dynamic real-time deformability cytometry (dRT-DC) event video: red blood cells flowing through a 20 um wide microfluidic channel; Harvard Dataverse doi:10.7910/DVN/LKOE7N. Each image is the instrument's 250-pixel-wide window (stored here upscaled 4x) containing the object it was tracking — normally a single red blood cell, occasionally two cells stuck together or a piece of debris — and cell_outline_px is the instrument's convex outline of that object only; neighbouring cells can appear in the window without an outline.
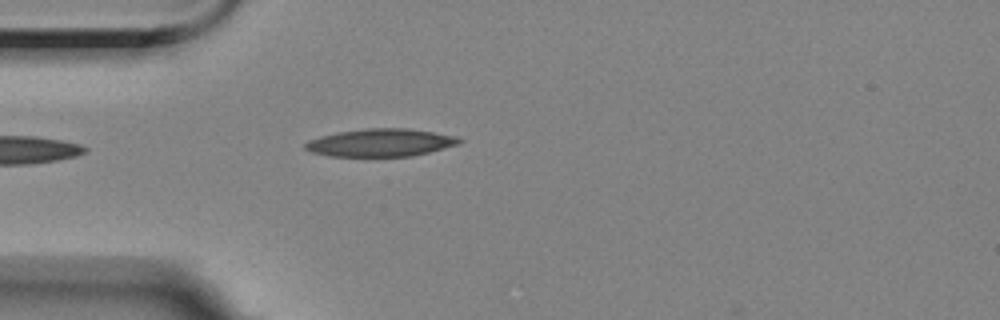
{"species": "Egyptian fruit bat (a non-hibernating species)", "species_latin": "Rousettus aegyptiacus", "temperature_condition": "room temperature", "stored_images_in_passage": 3, "camera_frame_rate_fps": 3000, "um_per_image_px": 0.085, "animal": {"sex": "female"}, "frame": {"image": 1, "passage_image": 2, "time_ms": 1.333, "image_size_px": [1000, 320], "cell_outline_px": [[464, 140], [460, 144], [412, 156], [332, 156], [312, 152], [304, 148], [304, 144], [308, 140], [320, 136], [336, 132], [368, 128], [408, 128], [456, 136]], "centroid_in_image_um": [32.35, 12.12], "position_along_channel_um": 52.6, "area_um2": 24.85}}